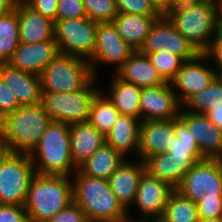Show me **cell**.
<instances>
[{
  "label": "cell",
  "instance_id": "1",
  "mask_svg": "<svg viewBox=\"0 0 222 222\" xmlns=\"http://www.w3.org/2000/svg\"><path fill=\"white\" fill-rule=\"evenodd\" d=\"M175 190L196 203L199 218L222 217V159L196 163Z\"/></svg>",
  "mask_w": 222,
  "mask_h": 222
},
{
  "label": "cell",
  "instance_id": "2",
  "mask_svg": "<svg viewBox=\"0 0 222 222\" xmlns=\"http://www.w3.org/2000/svg\"><path fill=\"white\" fill-rule=\"evenodd\" d=\"M72 186L73 202L81 207L88 220L118 222L129 217L107 179L89 177L76 170Z\"/></svg>",
  "mask_w": 222,
  "mask_h": 222
},
{
  "label": "cell",
  "instance_id": "3",
  "mask_svg": "<svg viewBox=\"0 0 222 222\" xmlns=\"http://www.w3.org/2000/svg\"><path fill=\"white\" fill-rule=\"evenodd\" d=\"M72 202L70 176L36 173L31 180L24 208L29 222H48Z\"/></svg>",
  "mask_w": 222,
  "mask_h": 222
},
{
  "label": "cell",
  "instance_id": "4",
  "mask_svg": "<svg viewBox=\"0 0 222 222\" xmlns=\"http://www.w3.org/2000/svg\"><path fill=\"white\" fill-rule=\"evenodd\" d=\"M51 123L41 103L20 106L0 120V143L13 153H30Z\"/></svg>",
  "mask_w": 222,
  "mask_h": 222
},
{
  "label": "cell",
  "instance_id": "5",
  "mask_svg": "<svg viewBox=\"0 0 222 222\" xmlns=\"http://www.w3.org/2000/svg\"><path fill=\"white\" fill-rule=\"evenodd\" d=\"M165 16L200 53L208 48L212 35V38L215 36L218 16L215 0L177 4Z\"/></svg>",
  "mask_w": 222,
  "mask_h": 222
},
{
  "label": "cell",
  "instance_id": "6",
  "mask_svg": "<svg viewBox=\"0 0 222 222\" xmlns=\"http://www.w3.org/2000/svg\"><path fill=\"white\" fill-rule=\"evenodd\" d=\"M29 156L38 174L70 176L78 169L71 155L70 127L62 122L52 121Z\"/></svg>",
  "mask_w": 222,
  "mask_h": 222
},
{
  "label": "cell",
  "instance_id": "7",
  "mask_svg": "<svg viewBox=\"0 0 222 222\" xmlns=\"http://www.w3.org/2000/svg\"><path fill=\"white\" fill-rule=\"evenodd\" d=\"M39 77L42 92L69 93L84 88L94 75L87 60L59 53Z\"/></svg>",
  "mask_w": 222,
  "mask_h": 222
},
{
  "label": "cell",
  "instance_id": "8",
  "mask_svg": "<svg viewBox=\"0 0 222 222\" xmlns=\"http://www.w3.org/2000/svg\"><path fill=\"white\" fill-rule=\"evenodd\" d=\"M95 79L74 92H42L41 104L46 115L52 121L67 125L88 121L92 102L100 92L93 86Z\"/></svg>",
  "mask_w": 222,
  "mask_h": 222
},
{
  "label": "cell",
  "instance_id": "9",
  "mask_svg": "<svg viewBox=\"0 0 222 222\" xmlns=\"http://www.w3.org/2000/svg\"><path fill=\"white\" fill-rule=\"evenodd\" d=\"M36 174L29 153H11L0 168V204L24 206Z\"/></svg>",
  "mask_w": 222,
  "mask_h": 222
},
{
  "label": "cell",
  "instance_id": "10",
  "mask_svg": "<svg viewBox=\"0 0 222 222\" xmlns=\"http://www.w3.org/2000/svg\"><path fill=\"white\" fill-rule=\"evenodd\" d=\"M97 26L98 23L88 17L56 21L54 39L59 52L88 61L95 50Z\"/></svg>",
  "mask_w": 222,
  "mask_h": 222
},
{
  "label": "cell",
  "instance_id": "11",
  "mask_svg": "<svg viewBox=\"0 0 222 222\" xmlns=\"http://www.w3.org/2000/svg\"><path fill=\"white\" fill-rule=\"evenodd\" d=\"M164 50L180 56L184 61L195 59L201 54L175 29L168 18L162 15L152 25L138 52L146 55Z\"/></svg>",
  "mask_w": 222,
  "mask_h": 222
},
{
  "label": "cell",
  "instance_id": "12",
  "mask_svg": "<svg viewBox=\"0 0 222 222\" xmlns=\"http://www.w3.org/2000/svg\"><path fill=\"white\" fill-rule=\"evenodd\" d=\"M134 52L135 50L117 32L113 22L98 23L95 50L88 60L94 77L96 76V63H115L116 71H118Z\"/></svg>",
  "mask_w": 222,
  "mask_h": 222
},
{
  "label": "cell",
  "instance_id": "13",
  "mask_svg": "<svg viewBox=\"0 0 222 222\" xmlns=\"http://www.w3.org/2000/svg\"><path fill=\"white\" fill-rule=\"evenodd\" d=\"M182 106L169 82L142 88L140 120H173L179 117Z\"/></svg>",
  "mask_w": 222,
  "mask_h": 222
},
{
  "label": "cell",
  "instance_id": "14",
  "mask_svg": "<svg viewBox=\"0 0 222 222\" xmlns=\"http://www.w3.org/2000/svg\"><path fill=\"white\" fill-rule=\"evenodd\" d=\"M207 57L201 53L195 59L185 61L177 71L175 77L170 81L171 86H175L181 93L175 94L181 105L191 96L207 88L217 77V71L199 63ZM180 94V95H179Z\"/></svg>",
  "mask_w": 222,
  "mask_h": 222
},
{
  "label": "cell",
  "instance_id": "15",
  "mask_svg": "<svg viewBox=\"0 0 222 222\" xmlns=\"http://www.w3.org/2000/svg\"><path fill=\"white\" fill-rule=\"evenodd\" d=\"M196 140L204 158L222 159V130L205 114L180 111L178 117Z\"/></svg>",
  "mask_w": 222,
  "mask_h": 222
},
{
  "label": "cell",
  "instance_id": "16",
  "mask_svg": "<svg viewBox=\"0 0 222 222\" xmlns=\"http://www.w3.org/2000/svg\"><path fill=\"white\" fill-rule=\"evenodd\" d=\"M175 138V119L141 121L139 135L140 159L145 161L150 156L167 153Z\"/></svg>",
  "mask_w": 222,
  "mask_h": 222
},
{
  "label": "cell",
  "instance_id": "17",
  "mask_svg": "<svg viewBox=\"0 0 222 222\" xmlns=\"http://www.w3.org/2000/svg\"><path fill=\"white\" fill-rule=\"evenodd\" d=\"M175 189L164 181L151 176L147 171L141 176L136 192L135 203L143 215H149L152 221H159L170 194Z\"/></svg>",
  "mask_w": 222,
  "mask_h": 222
},
{
  "label": "cell",
  "instance_id": "18",
  "mask_svg": "<svg viewBox=\"0 0 222 222\" xmlns=\"http://www.w3.org/2000/svg\"><path fill=\"white\" fill-rule=\"evenodd\" d=\"M59 53L55 40L20 43L8 63L16 69L39 76Z\"/></svg>",
  "mask_w": 222,
  "mask_h": 222
},
{
  "label": "cell",
  "instance_id": "19",
  "mask_svg": "<svg viewBox=\"0 0 222 222\" xmlns=\"http://www.w3.org/2000/svg\"><path fill=\"white\" fill-rule=\"evenodd\" d=\"M0 78L12 90L20 106H33L41 103L40 77L21 71L9 63H0Z\"/></svg>",
  "mask_w": 222,
  "mask_h": 222
},
{
  "label": "cell",
  "instance_id": "20",
  "mask_svg": "<svg viewBox=\"0 0 222 222\" xmlns=\"http://www.w3.org/2000/svg\"><path fill=\"white\" fill-rule=\"evenodd\" d=\"M20 43H37L54 39L53 20L29 7L25 2L15 4Z\"/></svg>",
  "mask_w": 222,
  "mask_h": 222
},
{
  "label": "cell",
  "instance_id": "21",
  "mask_svg": "<svg viewBox=\"0 0 222 222\" xmlns=\"http://www.w3.org/2000/svg\"><path fill=\"white\" fill-rule=\"evenodd\" d=\"M205 158H178L168 153L148 157L144 162L146 171L176 189L185 174Z\"/></svg>",
  "mask_w": 222,
  "mask_h": 222
},
{
  "label": "cell",
  "instance_id": "22",
  "mask_svg": "<svg viewBox=\"0 0 222 222\" xmlns=\"http://www.w3.org/2000/svg\"><path fill=\"white\" fill-rule=\"evenodd\" d=\"M127 160L108 178L111 190L126 210L134 204L140 178L146 171L144 161L134 163Z\"/></svg>",
  "mask_w": 222,
  "mask_h": 222
},
{
  "label": "cell",
  "instance_id": "23",
  "mask_svg": "<svg viewBox=\"0 0 222 222\" xmlns=\"http://www.w3.org/2000/svg\"><path fill=\"white\" fill-rule=\"evenodd\" d=\"M69 127L72 160L78 168L105 143V136L89 121L71 124Z\"/></svg>",
  "mask_w": 222,
  "mask_h": 222
},
{
  "label": "cell",
  "instance_id": "24",
  "mask_svg": "<svg viewBox=\"0 0 222 222\" xmlns=\"http://www.w3.org/2000/svg\"><path fill=\"white\" fill-rule=\"evenodd\" d=\"M116 74L123 81L141 88L167 83L150 62L148 56L138 51L129 57Z\"/></svg>",
  "mask_w": 222,
  "mask_h": 222
},
{
  "label": "cell",
  "instance_id": "25",
  "mask_svg": "<svg viewBox=\"0 0 222 222\" xmlns=\"http://www.w3.org/2000/svg\"><path fill=\"white\" fill-rule=\"evenodd\" d=\"M141 120L125 114H119L111 130L105 135V143L113 147L123 157L130 150L139 155V135Z\"/></svg>",
  "mask_w": 222,
  "mask_h": 222
},
{
  "label": "cell",
  "instance_id": "26",
  "mask_svg": "<svg viewBox=\"0 0 222 222\" xmlns=\"http://www.w3.org/2000/svg\"><path fill=\"white\" fill-rule=\"evenodd\" d=\"M159 18L160 17L118 13L112 22L123 40L133 50L138 51L150 32L152 25Z\"/></svg>",
  "mask_w": 222,
  "mask_h": 222
},
{
  "label": "cell",
  "instance_id": "27",
  "mask_svg": "<svg viewBox=\"0 0 222 222\" xmlns=\"http://www.w3.org/2000/svg\"><path fill=\"white\" fill-rule=\"evenodd\" d=\"M124 161L125 157L113 147L104 143L77 170L89 177L108 180Z\"/></svg>",
  "mask_w": 222,
  "mask_h": 222
},
{
  "label": "cell",
  "instance_id": "28",
  "mask_svg": "<svg viewBox=\"0 0 222 222\" xmlns=\"http://www.w3.org/2000/svg\"><path fill=\"white\" fill-rule=\"evenodd\" d=\"M111 84V96L108 98L113 102L120 114L130 115L140 119V95L142 88L128 83L118 76Z\"/></svg>",
  "mask_w": 222,
  "mask_h": 222
},
{
  "label": "cell",
  "instance_id": "29",
  "mask_svg": "<svg viewBox=\"0 0 222 222\" xmlns=\"http://www.w3.org/2000/svg\"><path fill=\"white\" fill-rule=\"evenodd\" d=\"M197 205L174 190L165 205L160 222H198Z\"/></svg>",
  "mask_w": 222,
  "mask_h": 222
},
{
  "label": "cell",
  "instance_id": "30",
  "mask_svg": "<svg viewBox=\"0 0 222 222\" xmlns=\"http://www.w3.org/2000/svg\"><path fill=\"white\" fill-rule=\"evenodd\" d=\"M119 114L108 96L99 92L92 102L88 121L105 136L113 127Z\"/></svg>",
  "mask_w": 222,
  "mask_h": 222
},
{
  "label": "cell",
  "instance_id": "31",
  "mask_svg": "<svg viewBox=\"0 0 222 222\" xmlns=\"http://www.w3.org/2000/svg\"><path fill=\"white\" fill-rule=\"evenodd\" d=\"M19 44L18 17L14 9L0 18V63H8Z\"/></svg>",
  "mask_w": 222,
  "mask_h": 222
},
{
  "label": "cell",
  "instance_id": "32",
  "mask_svg": "<svg viewBox=\"0 0 222 222\" xmlns=\"http://www.w3.org/2000/svg\"><path fill=\"white\" fill-rule=\"evenodd\" d=\"M222 104V79L217 77L207 88L191 96L183 105L187 106V112L206 114L212 110V106Z\"/></svg>",
  "mask_w": 222,
  "mask_h": 222
},
{
  "label": "cell",
  "instance_id": "33",
  "mask_svg": "<svg viewBox=\"0 0 222 222\" xmlns=\"http://www.w3.org/2000/svg\"><path fill=\"white\" fill-rule=\"evenodd\" d=\"M176 138L169 146L168 154L178 158H204L199 151L196 140L191 136L186 125L179 119H175Z\"/></svg>",
  "mask_w": 222,
  "mask_h": 222
},
{
  "label": "cell",
  "instance_id": "34",
  "mask_svg": "<svg viewBox=\"0 0 222 222\" xmlns=\"http://www.w3.org/2000/svg\"><path fill=\"white\" fill-rule=\"evenodd\" d=\"M146 55L162 78L169 83L185 62L180 56L174 55L166 50Z\"/></svg>",
  "mask_w": 222,
  "mask_h": 222
},
{
  "label": "cell",
  "instance_id": "35",
  "mask_svg": "<svg viewBox=\"0 0 222 222\" xmlns=\"http://www.w3.org/2000/svg\"><path fill=\"white\" fill-rule=\"evenodd\" d=\"M88 18L97 23L112 22L118 15L116 0H83Z\"/></svg>",
  "mask_w": 222,
  "mask_h": 222
},
{
  "label": "cell",
  "instance_id": "36",
  "mask_svg": "<svg viewBox=\"0 0 222 222\" xmlns=\"http://www.w3.org/2000/svg\"><path fill=\"white\" fill-rule=\"evenodd\" d=\"M118 13L137 14L146 17H161L150 0H116Z\"/></svg>",
  "mask_w": 222,
  "mask_h": 222
},
{
  "label": "cell",
  "instance_id": "37",
  "mask_svg": "<svg viewBox=\"0 0 222 222\" xmlns=\"http://www.w3.org/2000/svg\"><path fill=\"white\" fill-rule=\"evenodd\" d=\"M87 17L83 0H58L56 21Z\"/></svg>",
  "mask_w": 222,
  "mask_h": 222
},
{
  "label": "cell",
  "instance_id": "38",
  "mask_svg": "<svg viewBox=\"0 0 222 222\" xmlns=\"http://www.w3.org/2000/svg\"><path fill=\"white\" fill-rule=\"evenodd\" d=\"M86 214L79 205L72 202L55 214L48 222H87Z\"/></svg>",
  "mask_w": 222,
  "mask_h": 222
},
{
  "label": "cell",
  "instance_id": "39",
  "mask_svg": "<svg viewBox=\"0 0 222 222\" xmlns=\"http://www.w3.org/2000/svg\"><path fill=\"white\" fill-rule=\"evenodd\" d=\"M19 107L16 96L0 78V120Z\"/></svg>",
  "mask_w": 222,
  "mask_h": 222
},
{
  "label": "cell",
  "instance_id": "40",
  "mask_svg": "<svg viewBox=\"0 0 222 222\" xmlns=\"http://www.w3.org/2000/svg\"><path fill=\"white\" fill-rule=\"evenodd\" d=\"M0 222H29L24 206L0 204Z\"/></svg>",
  "mask_w": 222,
  "mask_h": 222
},
{
  "label": "cell",
  "instance_id": "41",
  "mask_svg": "<svg viewBox=\"0 0 222 222\" xmlns=\"http://www.w3.org/2000/svg\"><path fill=\"white\" fill-rule=\"evenodd\" d=\"M25 3L33 10L56 22L58 0H26Z\"/></svg>",
  "mask_w": 222,
  "mask_h": 222
},
{
  "label": "cell",
  "instance_id": "42",
  "mask_svg": "<svg viewBox=\"0 0 222 222\" xmlns=\"http://www.w3.org/2000/svg\"><path fill=\"white\" fill-rule=\"evenodd\" d=\"M203 54L209 59H215L213 63L219 68L218 77L222 76V42H211ZM213 57V58H212Z\"/></svg>",
  "mask_w": 222,
  "mask_h": 222
},
{
  "label": "cell",
  "instance_id": "43",
  "mask_svg": "<svg viewBox=\"0 0 222 222\" xmlns=\"http://www.w3.org/2000/svg\"><path fill=\"white\" fill-rule=\"evenodd\" d=\"M210 121L222 130V104L212 106V110L205 114Z\"/></svg>",
  "mask_w": 222,
  "mask_h": 222
},
{
  "label": "cell",
  "instance_id": "44",
  "mask_svg": "<svg viewBox=\"0 0 222 222\" xmlns=\"http://www.w3.org/2000/svg\"><path fill=\"white\" fill-rule=\"evenodd\" d=\"M150 2L161 15H166L173 8L170 0H150Z\"/></svg>",
  "mask_w": 222,
  "mask_h": 222
},
{
  "label": "cell",
  "instance_id": "45",
  "mask_svg": "<svg viewBox=\"0 0 222 222\" xmlns=\"http://www.w3.org/2000/svg\"><path fill=\"white\" fill-rule=\"evenodd\" d=\"M15 4L14 0H0V18L14 10Z\"/></svg>",
  "mask_w": 222,
  "mask_h": 222
},
{
  "label": "cell",
  "instance_id": "46",
  "mask_svg": "<svg viewBox=\"0 0 222 222\" xmlns=\"http://www.w3.org/2000/svg\"><path fill=\"white\" fill-rule=\"evenodd\" d=\"M211 42H222V16H217L215 37Z\"/></svg>",
  "mask_w": 222,
  "mask_h": 222
},
{
  "label": "cell",
  "instance_id": "47",
  "mask_svg": "<svg viewBox=\"0 0 222 222\" xmlns=\"http://www.w3.org/2000/svg\"><path fill=\"white\" fill-rule=\"evenodd\" d=\"M10 149L4 144L0 143V168L3 164V161L11 154Z\"/></svg>",
  "mask_w": 222,
  "mask_h": 222
},
{
  "label": "cell",
  "instance_id": "48",
  "mask_svg": "<svg viewBox=\"0 0 222 222\" xmlns=\"http://www.w3.org/2000/svg\"><path fill=\"white\" fill-rule=\"evenodd\" d=\"M198 222H222V217H220V218H199Z\"/></svg>",
  "mask_w": 222,
  "mask_h": 222
},
{
  "label": "cell",
  "instance_id": "49",
  "mask_svg": "<svg viewBox=\"0 0 222 222\" xmlns=\"http://www.w3.org/2000/svg\"><path fill=\"white\" fill-rule=\"evenodd\" d=\"M171 4L173 6L177 5V4H183V3H188V2H193V1H199V0H170Z\"/></svg>",
  "mask_w": 222,
  "mask_h": 222
},
{
  "label": "cell",
  "instance_id": "50",
  "mask_svg": "<svg viewBox=\"0 0 222 222\" xmlns=\"http://www.w3.org/2000/svg\"><path fill=\"white\" fill-rule=\"evenodd\" d=\"M146 218L144 217L142 220H140L139 219V221H137V220H131V218H126V219H124V220H121V221H118V222H146Z\"/></svg>",
  "mask_w": 222,
  "mask_h": 222
},
{
  "label": "cell",
  "instance_id": "51",
  "mask_svg": "<svg viewBox=\"0 0 222 222\" xmlns=\"http://www.w3.org/2000/svg\"><path fill=\"white\" fill-rule=\"evenodd\" d=\"M218 16H222V0H217Z\"/></svg>",
  "mask_w": 222,
  "mask_h": 222
},
{
  "label": "cell",
  "instance_id": "52",
  "mask_svg": "<svg viewBox=\"0 0 222 222\" xmlns=\"http://www.w3.org/2000/svg\"><path fill=\"white\" fill-rule=\"evenodd\" d=\"M16 3L25 2L26 0H14Z\"/></svg>",
  "mask_w": 222,
  "mask_h": 222
},
{
  "label": "cell",
  "instance_id": "53",
  "mask_svg": "<svg viewBox=\"0 0 222 222\" xmlns=\"http://www.w3.org/2000/svg\"><path fill=\"white\" fill-rule=\"evenodd\" d=\"M151 222H160V221H152V219H150ZM146 222H149L148 220Z\"/></svg>",
  "mask_w": 222,
  "mask_h": 222
}]
</instances>
